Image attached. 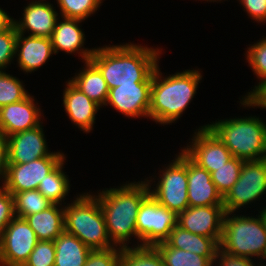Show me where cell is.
Returning <instances> with one entry per match:
<instances>
[{
	"mask_svg": "<svg viewBox=\"0 0 266 266\" xmlns=\"http://www.w3.org/2000/svg\"><path fill=\"white\" fill-rule=\"evenodd\" d=\"M60 17L86 20L95 14L103 0H57Z\"/></svg>",
	"mask_w": 266,
	"mask_h": 266,
	"instance_id": "cell-32",
	"label": "cell"
},
{
	"mask_svg": "<svg viewBox=\"0 0 266 266\" xmlns=\"http://www.w3.org/2000/svg\"><path fill=\"white\" fill-rule=\"evenodd\" d=\"M27 4L24 6L23 17L14 19L16 31L25 35L28 33L30 36L51 38L60 17L54 5L49 1H29Z\"/></svg>",
	"mask_w": 266,
	"mask_h": 266,
	"instance_id": "cell-17",
	"label": "cell"
},
{
	"mask_svg": "<svg viewBox=\"0 0 266 266\" xmlns=\"http://www.w3.org/2000/svg\"><path fill=\"white\" fill-rule=\"evenodd\" d=\"M65 84L62 100L64 111L71 123L81 131L91 132L96 122L95 116L102 107L82 93L69 79Z\"/></svg>",
	"mask_w": 266,
	"mask_h": 266,
	"instance_id": "cell-19",
	"label": "cell"
},
{
	"mask_svg": "<svg viewBox=\"0 0 266 266\" xmlns=\"http://www.w3.org/2000/svg\"><path fill=\"white\" fill-rule=\"evenodd\" d=\"M54 266H84L92 249L78 237L61 233L55 240Z\"/></svg>",
	"mask_w": 266,
	"mask_h": 266,
	"instance_id": "cell-25",
	"label": "cell"
},
{
	"mask_svg": "<svg viewBox=\"0 0 266 266\" xmlns=\"http://www.w3.org/2000/svg\"><path fill=\"white\" fill-rule=\"evenodd\" d=\"M159 173L161 174H159L158 178L155 175L154 177L149 176L150 180L148 177L145 178L150 195L159 204L174 211L176 214L187 209L189 207L187 189L188 156L180 150L178 154L176 153L174 160H171L164 168L162 167ZM155 177L158 180L157 183Z\"/></svg>",
	"mask_w": 266,
	"mask_h": 266,
	"instance_id": "cell-7",
	"label": "cell"
},
{
	"mask_svg": "<svg viewBox=\"0 0 266 266\" xmlns=\"http://www.w3.org/2000/svg\"><path fill=\"white\" fill-rule=\"evenodd\" d=\"M264 37L261 38L262 40L259 39L256 43L250 44L244 54L246 62L259 80L258 84L251 89L252 91L244 95V98H250L266 82V37Z\"/></svg>",
	"mask_w": 266,
	"mask_h": 266,
	"instance_id": "cell-28",
	"label": "cell"
},
{
	"mask_svg": "<svg viewBox=\"0 0 266 266\" xmlns=\"http://www.w3.org/2000/svg\"><path fill=\"white\" fill-rule=\"evenodd\" d=\"M241 106L245 109L248 108H260L261 110L266 109V93H254L250 98H244L239 101Z\"/></svg>",
	"mask_w": 266,
	"mask_h": 266,
	"instance_id": "cell-41",
	"label": "cell"
},
{
	"mask_svg": "<svg viewBox=\"0 0 266 266\" xmlns=\"http://www.w3.org/2000/svg\"><path fill=\"white\" fill-rule=\"evenodd\" d=\"M41 111L31 94L19 102L3 106L0 108V131L8 137L35 128L43 124Z\"/></svg>",
	"mask_w": 266,
	"mask_h": 266,
	"instance_id": "cell-15",
	"label": "cell"
},
{
	"mask_svg": "<svg viewBox=\"0 0 266 266\" xmlns=\"http://www.w3.org/2000/svg\"><path fill=\"white\" fill-rule=\"evenodd\" d=\"M136 43L95 47L90 61L99 69L109 89L127 84L152 82L161 49Z\"/></svg>",
	"mask_w": 266,
	"mask_h": 266,
	"instance_id": "cell-1",
	"label": "cell"
},
{
	"mask_svg": "<svg viewBox=\"0 0 266 266\" xmlns=\"http://www.w3.org/2000/svg\"><path fill=\"white\" fill-rule=\"evenodd\" d=\"M122 248L92 250L84 266H121Z\"/></svg>",
	"mask_w": 266,
	"mask_h": 266,
	"instance_id": "cell-36",
	"label": "cell"
},
{
	"mask_svg": "<svg viewBox=\"0 0 266 266\" xmlns=\"http://www.w3.org/2000/svg\"><path fill=\"white\" fill-rule=\"evenodd\" d=\"M38 241L26 220L15 217L0 238V266H24Z\"/></svg>",
	"mask_w": 266,
	"mask_h": 266,
	"instance_id": "cell-11",
	"label": "cell"
},
{
	"mask_svg": "<svg viewBox=\"0 0 266 266\" xmlns=\"http://www.w3.org/2000/svg\"><path fill=\"white\" fill-rule=\"evenodd\" d=\"M38 240L54 241L65 231L64 205L53 204L46 210L24 218Z\"/></svg>",
	"mask_w": 266,
	"mask_h": 266,
	"instance_id": "cell-23",
	"label": "cell"
},
{
	"mask_svg": "<svg viewBox=\"0 0 266 266\" xmlns=\"http://www.w3.org/2000/svg\"><path fill=\"white\" fill-rule=\"evenodd\" d=\"M66 158L39 184L38 191L53 204H66L65 201L70 190V179L63 171Z\"/></svg>",
	"mask_w": 266,
	"mask_h": 266,
	"instance_id": "cell-26",
	"label": "cell"
},
{
	"mask_svg": "<svg viewBox=\"0 0 266 266\" xmlns=\"http://www.w3.org/2000/svg\"><path fill=\"white\" fill-rule=\"evenodd\" d=\"M221 239H212L189 232L176 225L166 242L176 249L190 251L206 257L212 264L220 247Z\"/></svg>",
	"mask_w": 266,
	"mask_h": 266,
	"instance_id": "cell-22",
	"label": "cell"
},
{
	"mask_svg": "<svg viewBox=\"0 0 266 266\" xmlns=\"http://www.w3.org/2000/svg\"><path fill=\"white\" fill-rule=\"evenodd\" d=\"M121 266H165L154 246L122 248Z\"/></svg>",
	"mask_w": 266,
	"mask_h": 266,
	"instance_id": "cell-30",
	"label": "cell"
},
{
	"mask_svg": "<svg viewBox=\"0 0 266 266\" xmlns=\"http://www.w3.org/2000/svg\"><path fill=\"white\" fill-rule=\"evenodd\" d=\"M17 31L15 25L0 34V71H6L15 59Z\"/></svg>",
	"mask_w": 266,
	"mask_h": 266,
	"instance_id": "cell-35",
	"label": "cell"
},
{
	"mask_svg": "<svg viewBox=\"0 0 266 266\" xmlns=\"http://www.w3.org/2000/svg\"><path fill=\"white\" fill-rule=\"evenodd\" d=\"M82 22L84 21L65 17H61V20L60 17L57 19L51 36L54 55L59 51L68 55L78 53L82 62L90 60L95 48L84 47L86 37L83 29L80 28Z\"/></svg>",
	"mask_w": 266,
	"mask_h": 266,
	"instance_id": "cell-18",
	"label": "cell"
},
{
	"mask_svg": "<svg viewBox=\"0 0 266 266\" xmlns=\"http://www.w3.org/2000/svg\"><path fill=\"white\" fill-rule=\"evenodd\" d=\"M54 54L51 38L30 36L17 32L15 58L18 69L27 73H34L48 62Z\"/></svg>",
	"mask_w": 266,
	"mask_h": 266,
	"instance_id": "cell-20",
	"label": "cell"
},
{
	"mask_svg": "<svg viewBox=\"0 0 266 266\" xmlns=\"http://www.w3.org/2000/svg\"><path fill=\"white\" fill-rule=\"evenodd\" d=\"M200 69H187L164 76L159 63L153 72L149 119L167 125L178 121L193 100L202 80Z\"/></svg>",
	"mask_w": 266,
	"mask_h": 266,
	"instance_id": "cell-3",
	"label": "cell"
},
{
	"mask_svg": "<svg viewBox=\"0 0 266 266\" xmlns=\"http://www.w3.org/2000/svg\"><path fill=\"white\" fill-rule=\"evenodd\" d=\"M265 194L266 158L244 161L238 181L223 197L224 210L238 213L256 200L260 202Z\"/></svg>",
	"mask_w": 266,
	"mask_h": 266,
	"instance_id": "cell-9",
	"label": "cell"
},
{
	"mask_svg": "<svg viewBox=\"0 0 266 266\" xmlns=\"http://www.w3.org/2000/svg\"><path fill=\"white\" fill-rule=\"evenodd\" d=\"M243 163L244 160L233 157L225 165L211 172V179L222 197L238 181Z\"/></svg>",
	"mask_w": 266,
	"mask_h": 266,
	"instance_id": "cell-31",
	"label": "cell"
},
{
	"mask_svg": "<svg viewBox=\"0 0 266 266\" xmlns=\"http://www.w3.org/2000/svg\"><path fill=\"white\" fill-rule=\"evenodd\" d=\"M16 217L13 195L0 185V238L6 226Z\"/></svg>",
	"mask_w": 266,
	"mask_h": 266,
	"instance_id": "cell-37",
	"label": "cell"
},
{
	"mask_svg": "<svg viewBox=\"0 0 266 266\" xmlns=\"http://www.w3.org/2000/svg\"><path fill=\"white\" fill-rule=\"evenodd\" d=\"M43 127L41 124L7 137L9 164H24L53 153L48 150Z\"/></svg>",
	"mask_w": 266,
	"mask_h": 266,
	"instance_id": "cell-16",
	"label": "cell"
},
{
	"mask_svg": "<svg viewBox=\"0 0 266 266\" xmlns=\"http://www.w3.org/2000/svg\"><path fill=\"white\" fill-rule=\"evenodd\" d=\"M65 232L78 237L92 250L116 247L110 240L104 214L95 193L84 192L64 205Z\"/></svg>",
	"mask_w": 266,
	"mask_h": 266,
	"instance_id": "cell-4",
	"label": "cell"
},
{
	"mask_svg": "<svg viewBox=\"0 0 266 266\" xmlns=\"http://www.w3.org/2000/svg\"><path fill=\"white\" fill-rule=\"evenodd\" d=\"M8 164V138L0 131V183L2 184L6 177Z\"/></svg>",
	"mask_w": 266,
	"mask_h": 266,
	"instance_id": "cell-40",
	"label": "cell"
},
{
	"mask_svg": "<svg viewBox=\"0 0 266 266\" xmlns=\"http://www.w3.org/2000/svg\"><path fill=\"white\" fill-rule=\"evenodd\" d=\"M208 127L229 149L233 157L244 161L266 158V122L248 116L216 120Z\"/></svg>",
	"mask_w": 266,
	"mask_h": 266,
	"instance_id": "cell-5",
	"label": "cell"
},
{
	"mask_svg": "<svg viewBox=\"0 0 266 266\" xmlns=\"http://www.w3.org/2000/svg\"><path fill=\"white\" fill-rule=\"evenodd\" d=\"M54 241L39 240L24 266H54Z\"/></svg>",
	"mask_w": 266,
	"mask_h": 266,
	"instance_id": "cell-34",
	"label": "cell"
},
{
	"mask_svg": "<svg viewBox=\"0 0 266 266\" xmlns=\"http://www.w3.org/2000/svg\"><path fill=\"white\" fill-rule=\"evenodd\" d=\"M255 93H266V82Z\"/></svg>",
	"mask_w": 266,
	"mask_h": 266,
	"instance_id": "cell-44",
	"label": "cell"
},
{
	"mask_svg": "<svg viewBox=\"0 0 266 266\" xmlns=\"http://www.w3.org/2000/svg\"><path fill=\"white\" fill-rule=\"evenodd\" d=\"M187 146L181 150L199 167L209 173L225 165L233 155L208 124L197 128Z\"/></svg>",
	"mask_w": 266,
	"mask_h": 266,
	"instance_id": "cell-12",
	"label": "cell"
},
{
	"mask_svg": "<svg viewBox=\"0 0 266 266\" xmlns=\"http://www.w3.org/2000/svg\"><path fill=\"white\" fill-rule=\"evenodd\" d=\"M177 225V214L159 204L150 194L142 201L136 219L137 245L155 246L165 242Z\"/></svg>",
	"mask_w": 266,
	"mask_h": 266,
	"instance_id": "cell-8",
	"label": "cell"
},
{
	"mask_svg": "<svg viewBox=\"0 0 266 266\" xmlns=\"http://www.w3.org/2000/svg\"><path fill=\"white\" fill-rule=\"evenodd\" d=\"M81 69L71 77L70 81L91 100L104 107L108 98L109 88L101 72L90 60L84 61Z\"/></svg>",
	"mask_w": 266,
	"mask_h": 266,
	"instance_id": "cell-24",
	"label": "cell"
},
{
	"mask_svg": "<svg viewBox=\"0 0 266 266\" xmlns=\"http://www.w3.org/2000/svg\"><path fill=\"white\" fill-rule=\"evenodd\" d=\"M107 232L111 242L120 248L129 247L131 237L137 239L136 219L142 201L150 194L148 184L143 181L129 182L116 188L98 191Z\"/></svg>",
	"mask_w": 266,
	"mask_h": 266,
	"instance_id": "cell-2",
	"label": "cell"
},
{
	"mask_svg": "<svg viewBox=\"0 0 266 266\" xmlns=\"http://www.w3.org/2000/svg\"><path fill=\"white\" fill-rule=\"evenodd\" d=\"M16 217L24 219L53 205L37 189L17 192L13 195Z\"/></svg>",
	"mask_w": 266,
	"mask_h": 266,
	"instance_id": "cell-29",
	"label": "cell"
},
{
	"mask_svg": "<svg viewBox=\"0 0 266 266\" xmlns=\"http://www.w3.org/2000/svg\"><path fill=\"white\" fill-rule=\"evenodd\" d=\"M57 1V0H56ZM39 2H47L46 0H39Z\"/></svg>",
	"mask_w": 266,
	"mask_h": 266,
	"instance_id": "cell-46",
	"label": "cell"
},
{
	"mask_svg": "<svg viewBox=\"0 0 266 266\" xmlns=\"http://www.w3.org/2000/svg\"><path fill=\"white\" fill-rule=\"evenodd\" d=\"M199 1H200V0H199ZM203 1H207V2L209 1V2H213V3H214V2H218V1H219V2H221V1L223 2V0H203ZM224 1H225V0H224Z\"/></svg>",
	"mask_w": 266,
	"mask_h": 266,
	"instance_id": "cell-45",
	"label": "cell"
},
{
	"mask_svg": "<svg viewBox=\"0 0 266 266\" xmlns=\"http://www.w3.org/2000/svg\"><path fill=\"white\" fill-rule=\"evenodd\" d=\"M254 261L256 260L230 254L219 247L213 266H262V262L257 263V260L254 263Z\"/></svg>",
	"mask_w": 266,
	"mask_h": 266,
	"instance_id": "cell-38",
	"label": "cell"
},
{
	"mask_svg": "<svg viewBox=\"0 0 266 266\" xmlns=\"http://www.w3.org/2000/svg\"><path fill=\"white\" fill-rule=\"evenodd\" d=\"M152 82L120 85L109 89L108 104L117 112L129 118H149Z\"/></svg>",
	"mask_w": 266,
	"mask_h": 266,
	"instance_id": "cell-13",
	"label": "cell"
},
{
	"mask_svg": "<svg viewBox=\"0 0 266 266\" xmlns=\"http://www.w3.org/2000/svg\"><path fill=\"white\" fill-rule=\"evenodd\" d=\"M189 207L223 205V197L211 179V173L188 157Z\"/></svg>",
	"mask_w": 266,
	"mask_h": 266,
	"instance_id": "cell-21",
	"label": "cell"
},
{
	"mask_svg": "<svg viewBox=\"0 0 266 266\" xmlns=\"http://www.w3.org/2000/svg\"><path fill=\"white\" fill-rule=\"evenodd\" d=\"M14 25V18L0 7V34L9 30Z\"/></svg>",
	"mask_w": 266,
	"mask_h": 266,
	"instance_id": "cell-42",
	"label": "cell"
},
{
	"mask_svg": "<svg viewBox=\"0 0 266 266\" xmlns=\"http://www.w3.org/2000/svg\"><path fill=\"white\" fill-rule=\"evenodd\" d=\"M64 152H53L50 156L38 158L24 164H8L4 183L1 184L12 195L17 192L36 190L64 159Z\"/></svg>",
	"mask_w": 266,
	"mask_h": 266,
	"instance_id": "cell-10",
	"label": "cell"
},
{
	"mask_svg": "<svg viewBox=\"0 0 266 266\" xmlns=\"http://www.w3.org/2000/svg\"><path fill=\"white\" fill-rule=\"evenodd\" d=\"M254 22L266 23V0H237Z\"/></svg>",
	"mask_w": 266,
	"mask_h": 266,
	"instance_id": "cell-39",
	"label": "cell"
},
{
	"mask_svg": "<svg viewBox=\"0 0 266 266\" xmlns=\"http://www.w3.org/2000/svg\"><path fill=\"white\" fill-rule=\"evenodd\" d=\"M22 80L6 71H0V108L25 99L30 93Z\"/></svg>",
	"mask_w": 266,
	"mask_h": 266,
	"instance_id": "cell-33",
	"label": "cell"
},
{
	"mask_svg": "<svg viewBox=\"0 0 266 266\" xmlns=\"http://www.w3.org/2000/svg\"><path fill=\"white\" fill-rule=\"evenodd\" d=\"M255 216L225 212L220 248L239 257L266 261V229L262 217Z\"/></svg>",
	"mask_w": 266,
	"mask_h": 266,
	"instance_id": "cell-6",
	"label": "cell"
},
{
	"mask_svg": "<svg viewBox=\"0 0 266 266\" xmlns=\"http://www.w3.org/2000/svg\"><path fill=\"white\" fill-rule=\"evenodd\" d=\"M263 207L259 208L260 210L257 209L258 214L262 217V221H263V224H264V227L266 229V206L262 205Z\"/></svg>",
	"mask_w": 266,
	"mask_h": 266,
	"instance_id": "cell-43",
	"label": "cell"
},
{
	"mask_svg": "<svg viewBox=\"0 0 266 266\" xmlns=\"http://www.w3.org/2000/svg\"><path fill=\"white\" fill-rule=\"evenodd\" d=\"M224 214L223 205L188 207L177 214V225L197 235L221 239Z\"/></svg>",
	"mask_w": 266,
	"mask_h": 266,
	"instance_id": "cell-14",
	"label": "cell"
},
{
	"mask_svg": "<svg viewBox=\"0 0 266 266\" xmlns=\"http://www.w3.org/2000/svg\"><path fill=\"white\" fill-rule=\"evenodd\" d=\"M160 253L165 266H213L201 255L171 247L166 241L154 246Z\"/></svg>",
	"mask_w": 266,
	"mask_h": 266,
	"instance_id": "cell-27",
	"label": "cell"
}]
</instances>
